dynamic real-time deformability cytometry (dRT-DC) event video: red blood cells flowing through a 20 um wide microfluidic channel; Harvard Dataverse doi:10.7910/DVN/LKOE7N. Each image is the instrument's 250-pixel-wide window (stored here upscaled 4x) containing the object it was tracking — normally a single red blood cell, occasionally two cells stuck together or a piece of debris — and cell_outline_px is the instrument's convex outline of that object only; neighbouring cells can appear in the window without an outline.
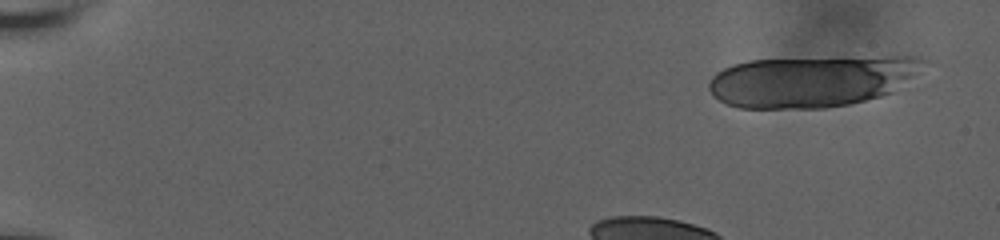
{"species": "human", "species_latin": "Homo sapiens", "temperature_condition": "room temperature", "stored_images_in_passage": 37, "camera_frame_rate_fps": 3000, "um_per_image_px": 0.085, "donor": {"sex": "male"}, "frame": {"image": 1, "passage_image": 1, "time_ms": 0.0, "image_size_px": [1000, 240], "cell_outline_px": [[932, 60], [892, 92], [880, 96], [848, 104], [824, 108], [740, 108], [728, 104], [712, 96], [708, 88], [708, 84], [712, 76], [716, 72], [732, 64], [748, 60], [892, 56], [920, 56]], "centroid_in_image_um": [68.98, 6.88], "position_along_channel_um": 16.0, "area_um2": 64.39}}
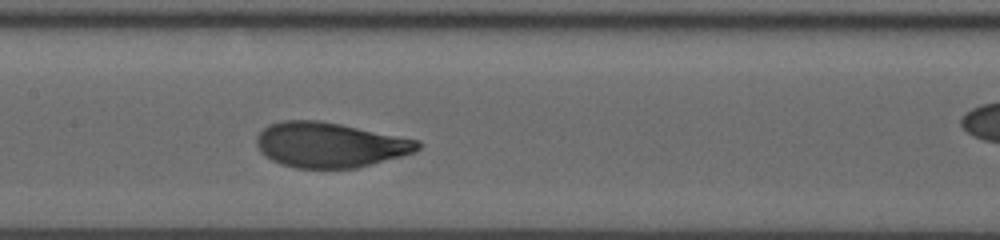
{"frame": {"image": 2, "passage_image": 17, "time_ms": 7.0, "image_size_px": [1000, 240], "cell_outline_px": [[420, 148], [412, 152], [400, 156], [356, 168], [296, 168], [280, 164], [272, 160], [260, 152], [256, 144], [256, 136], [268, 124], [284, 120], [320, 120], [420, 140]], "centroid_in_image_um": [27.99, 12.31], "position_along_channel_um": 179.4, "area_um2": 42.19}}
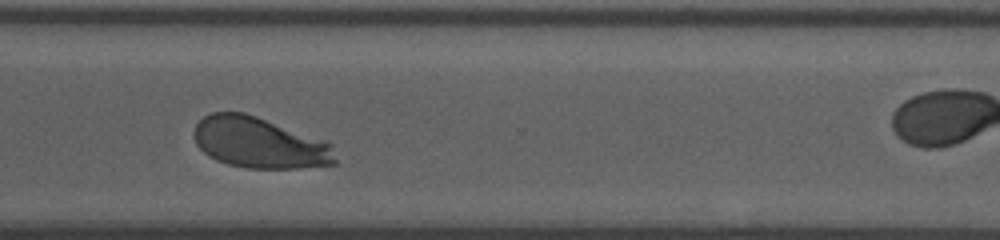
{"frame": {"image": 3, "passage_image": 32, "time_ms": 11.667, "image_size_px": [1000, 240], "cell_outline_px": [[336, 164], [300, 168], [248, 168], [228, 164], [216, 160], [208, 156], [196, 144], [192, 132], [196, 124], [204, 116], [212, 112], [244, 112], [328, 140], [332, 144], [336, 160]], "centroid_in_image_um": [22.06, 12.13], "position_along_channel_um": 348.5, "area_um2": 42.37}}